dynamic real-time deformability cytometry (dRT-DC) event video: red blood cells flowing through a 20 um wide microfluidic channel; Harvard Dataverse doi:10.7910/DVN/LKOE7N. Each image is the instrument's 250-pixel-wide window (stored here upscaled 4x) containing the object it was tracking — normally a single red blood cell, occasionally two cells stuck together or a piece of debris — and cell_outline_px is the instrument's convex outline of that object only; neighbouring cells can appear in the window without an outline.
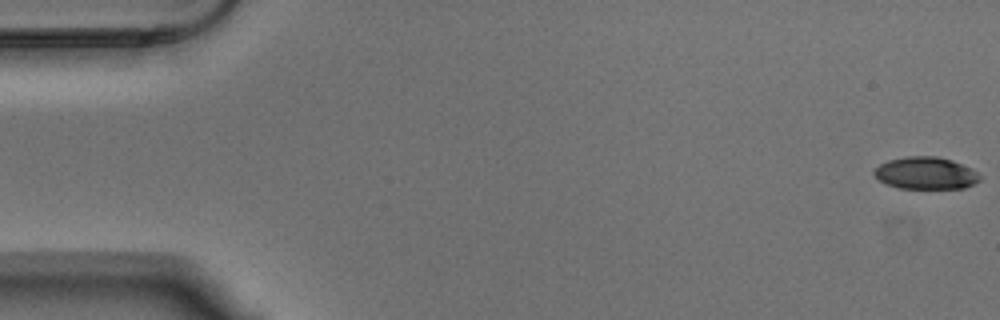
{"species": "Egyptian fruit bat (a non-hibernating species)", "species_latin": "Rousettus aegyptiacus", "temperature_condition": "warm", "stored_images_in_passage": 56, "camera_frame_rate_fps": 3000, "um_per_image_px": 0.085, "animal": {"sex": "male"}, "frame": {"image": 1, "passage_image": 1, "time_ms": 0.0, "image_size_px": [1000, 320], "cell_outline_px": [[980, 180], [964, 188], [900, 188], [884, 184], [872, 172], [880, 164], [888, 160], [908, 156], [936, 156], [952, 160], [976, 172], [980, 176]], "centroid_in_image_um": [78.65, 14.72], "position_along_channel_um": 6.4, "area_um2": 19.59}}
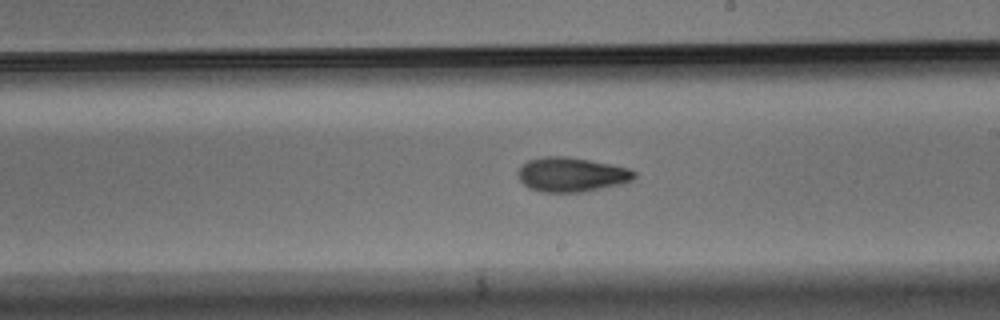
{"frame": {"image": 2, "passage_image": 32, "time_ms": 10.333, "image_size_px": [1000, 320], "cell_outline_px": [[636, 176], [632, 180], [620, 184], [580, 192], [544, 192], [528, 188], [520, 180], [516, 172], [528, 160], [544, 156], [564, 156], [612, 164], [628, 168], [636, 172]], "centroid_in_image_um": [48.56, 14.83], "position_along_channel_um": 240.4, "area_um2": 23.18}}
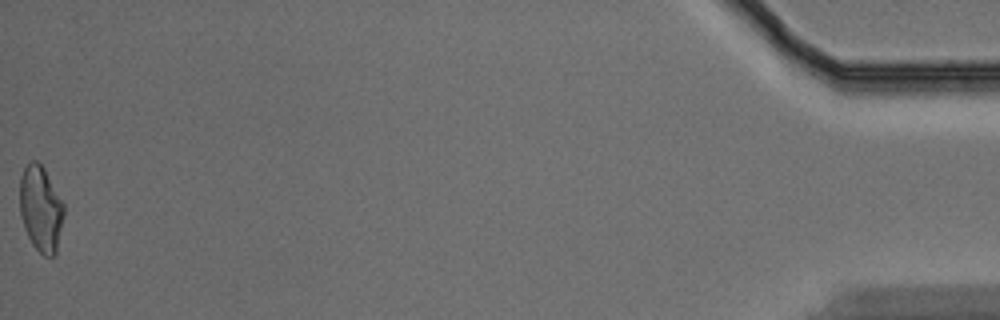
{"frame": {"image": 3, "passage_image": 56, "time_ms": 18.333, "image_size_px": [1000, 320], "cell_outline_px": [[64, 216], [56, 252], [52, 256], [44, 256], [32, 244], [24, 228], [20, 216], [20, 176], [24, 168], [32, 160], [36, 160], [44, 168], [64, 204]], "centroid_in_image_um": [3.46, 17.74], "position_along_channel_um": 431.7, "area_um2": 21.96}, "authors_computed_cell_mechanics": {"area_um2": 22.0507, "velocity_mm_per_s": 3.6425, "shape_relaxation_time_tau1_ms": 8.9918, "shape_relaxation_time_tau2_ms": 4.7736, "deformation_change_tau1": 0.218, "deformation_change_tau2": 0.1191}}